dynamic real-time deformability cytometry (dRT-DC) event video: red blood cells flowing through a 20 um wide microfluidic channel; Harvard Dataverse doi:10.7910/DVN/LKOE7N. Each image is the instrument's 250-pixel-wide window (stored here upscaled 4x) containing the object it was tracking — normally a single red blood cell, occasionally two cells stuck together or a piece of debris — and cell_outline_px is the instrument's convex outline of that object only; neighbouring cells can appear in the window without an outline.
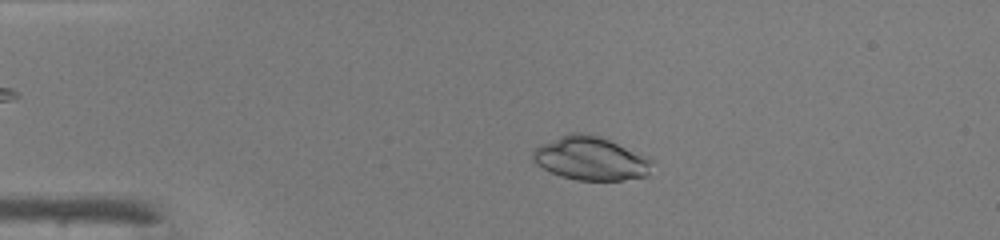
{"species": "common noctule bat (a hibernating species)", "species_latin": "Nyctalus noctula", "temperature_condition": "warm", "stored_images_in_passage": 46, "camera_frame_rate_fps": 3000, "um_per_image_px": 0.085, "animal": {"sex": "male", "body_mass_g": 19.0, "forearm_length_mm": 50.8}, "frame": {"image": 1, "passage_image": 9, "time_ms": 2.667, "image_size_px": [1000, 240], "cell_outline_px": [[652, 160], [648, 176], [620, 180], [576, 180], [560, 176], [536, 164], [532, 160], [532, 152], [540, 144], [560, 136], [572, 132], [584, 132], [608, 140], [640, 152], [648, 156]], "centroid_in_image_um": [50.2, 13.47], "position_along_channel_um": 34.8, "area_um2": 30.17}}
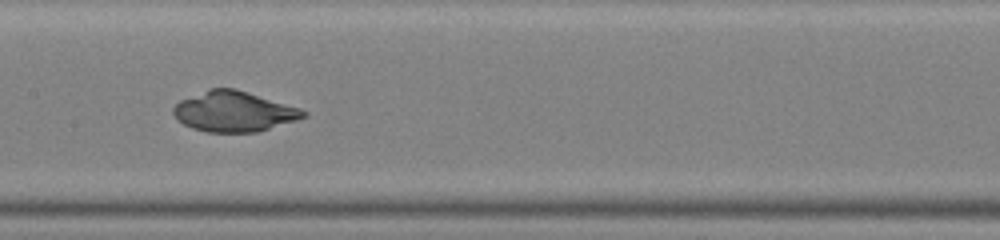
{"frame": {"image": 2, "passage_image": 23, "time_ms": 7.333, "image_size_px": [1000, 240], "cell_outline_px": [[308, 116], [296, 120], [256, 132], [208, 132], [192, 128], [184, 124], [172, 112], [172, 108], [180, 100], [208, 88], [236, 88], [300, 108], [308, 112]], "centroid_in_image_um": [19.88, 9.46], "position_along_channel_um": 187.5, "area_um2": 30.46}}
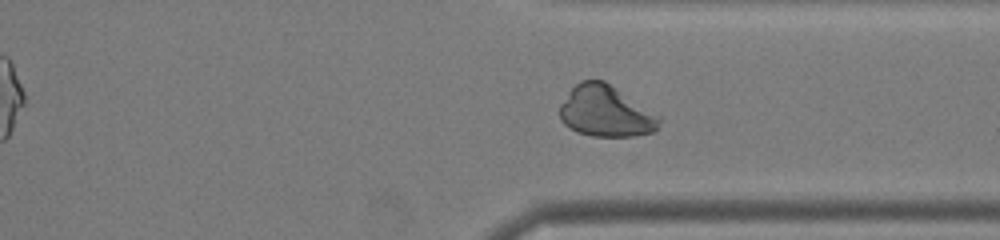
{"frame": {"image": 3, "passage_image": 35, "time_ms": 11.333, "image_size_px": [1000, 240], "cell_outline_px": [[660, 120], [656, 132], [636, 136], [592, 136], [576, 132], [564, 124], [560, 120], [560, 104], [572, 88], [580, 80], [604, 80], [660, 116]], "centroid_in_image_um": [51.48, 9.48], "position_along_channel_um": 359.9, "area_um2": 29.65}}